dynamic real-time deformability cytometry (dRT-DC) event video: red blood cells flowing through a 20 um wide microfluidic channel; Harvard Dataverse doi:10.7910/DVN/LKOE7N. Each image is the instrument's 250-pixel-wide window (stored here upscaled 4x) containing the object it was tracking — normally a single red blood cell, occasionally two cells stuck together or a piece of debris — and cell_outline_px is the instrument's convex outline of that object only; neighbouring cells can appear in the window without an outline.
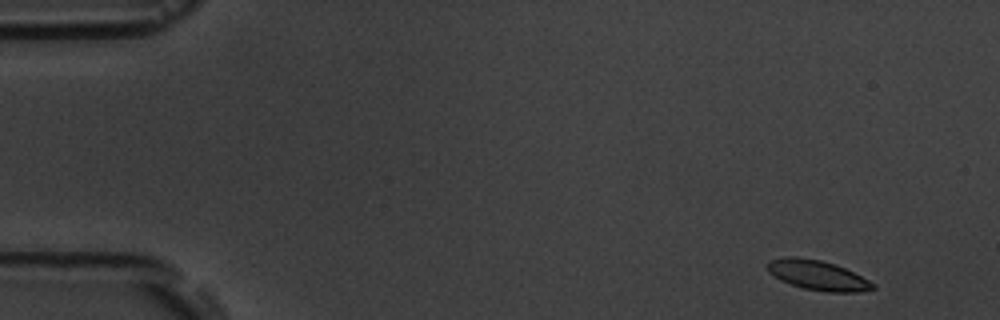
{"species": "common noctule bat (a hibernating species)", "species_latin": "Nyctalus noctula", "temperature_condition": "room temperature", "stored_images_in_passage": 5, "camera_frame_rate_fps": 3000, "um_per_image_px": 0.085, "animal": {"sex": "male", "body_mass_g": 19.5, "forearm_length_mm": 54.6}, "frame": {"image": 1, "passage_image": 1, "time_ms": 0.0, "image_size_px": [1000, 320], "cell_outline_px": [[876, 288], [860, 292], [828, 292], [804, 288], [780, 280], [768, 272], [768, 264], [772, 260], [784, 256], [796, 256], [820, 260], [836, 264], [876, 284]], "centroid_in_image_um": [69.51, 23.39], "position_along_channel_um": 15.5, "area_um2": 18.15}}
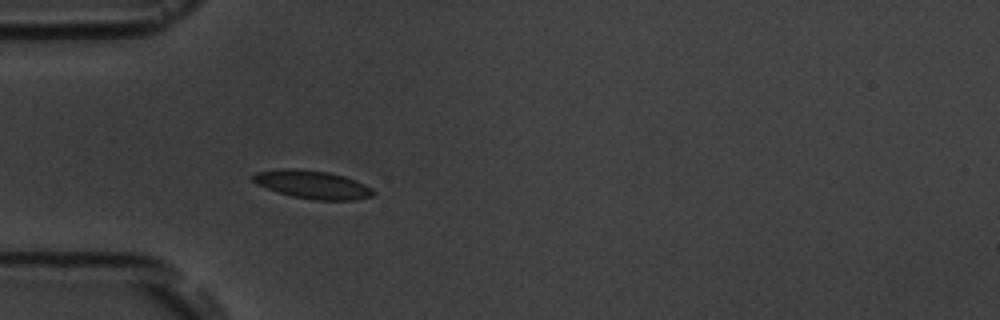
{"frame": {"image": 2, "passage_image": 5, "time_ms": 4.333, "image_size_px": [1000, 320], "cell_outline_px": [[376, 192], [372, 196], [356, 200], [316, 200], [292, 196], [256, 184], [252, 180], [252, 176], [256, 172], [284, 168], [296, 168], [328, 172], [344, 176], [356, 180], [372, 188]], "centroid_in_image_um": [26.59, 15.68], "position_along_channel_um": 58.4, "area_um2": 19.71}}